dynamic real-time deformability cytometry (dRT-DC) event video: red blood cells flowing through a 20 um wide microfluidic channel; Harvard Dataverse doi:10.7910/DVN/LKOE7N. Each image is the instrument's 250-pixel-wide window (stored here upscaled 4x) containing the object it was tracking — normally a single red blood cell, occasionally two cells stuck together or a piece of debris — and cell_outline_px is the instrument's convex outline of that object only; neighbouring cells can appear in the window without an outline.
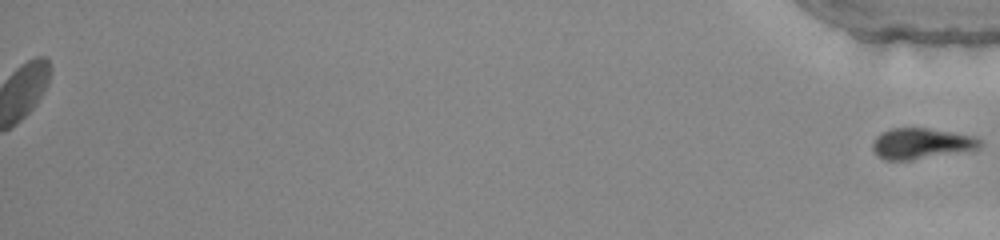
{"species": "common noctule bat (a hibernating species)", "species_latin": "Nyctalus noctula", "temperature_condition": "warm", "stored_images_in_passage": 36, "segment_of_instrument_passage": [2, 2], "camera_frame_rate_fps": 3000, "um_per_image_px": 0.085, "animal": {"sex": "female", "body_mass_g": 22.0, "forearm_length_mm": 56.7}, "frame": {"image": 1, "passage_image": 36, "time_ms": 11.667, "image_size_px": [1000, 240], "cell_outline_px": [[984, 144], [980, 148], [908, 160], [884, 160], [872, 148], [872, 144], [876, 136], [892, 128], [924, 128], [952, 132], [976, 136]], "centroid_in_image_um": [78.33, 12.19], "position_along_channel_um": 356.9, "area_um2": 18.9}}